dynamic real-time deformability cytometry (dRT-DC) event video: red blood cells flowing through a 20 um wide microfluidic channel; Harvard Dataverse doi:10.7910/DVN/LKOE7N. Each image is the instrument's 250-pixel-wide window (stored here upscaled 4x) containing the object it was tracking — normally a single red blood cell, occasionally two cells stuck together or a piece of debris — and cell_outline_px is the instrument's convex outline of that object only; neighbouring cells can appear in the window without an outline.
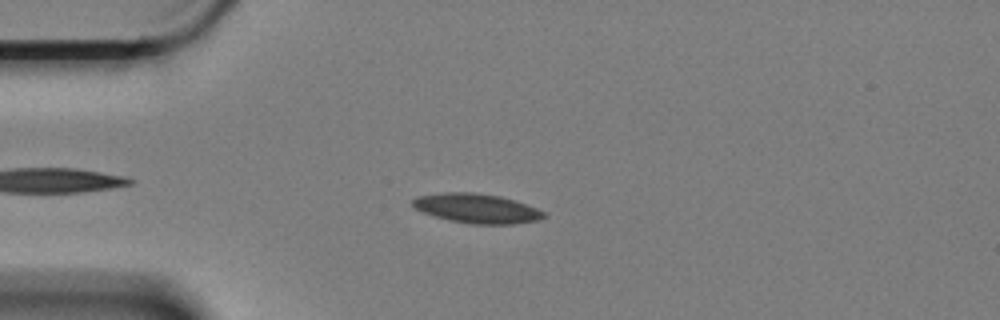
{"species": "Egyptian fruit bat (a non-hibernating species)", "species_latin": "Rousettus aegyptiacus", "temperature_condition": "cold", "stored_images_in_passage": 47, "camera_frame_rate_fps": 3000, "um_per_image_px": 0.085, "animal": {"sex": "female"}, "frame": {"image": 1, "passage_image": 9, "time_ms": 2.667, "image_size_px": [1000, 320], "cell_outline_px": [[548, 216], [540, 220], [516, 224], [472, 224], [448, 220], [424, 212], [416, 208], [412, 204], [412, 200], [416, 196], [444, 192], [472, 192], [500, 196], [548, 212]], "centroid_in_image_um": [40.57, 17.72], "position_along_channel_um": 44.4, "area_um2": 22.54}}
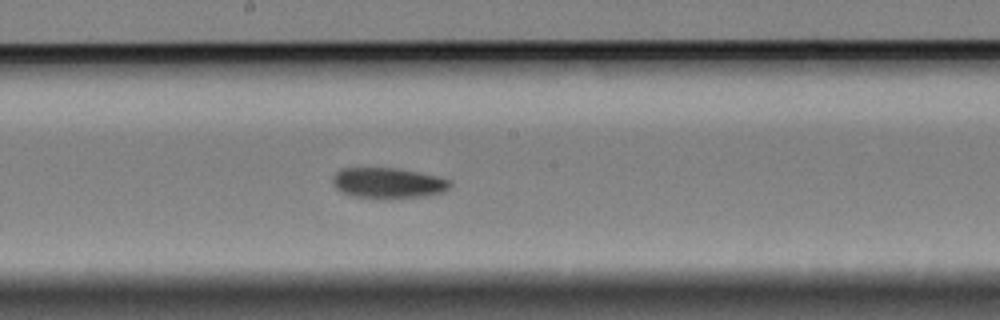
{"frame": {"image": 2, "passage_image": 26, "time_ms": 8.333, "image_size_px": [1000, 320], "cell_outline_px": [[452, 184], [444, 192], [428, 196], [384, 200], [352, 196], [340, 192], [332, 184], [332, 176], [340, 168], [396, 168], [420, 172], [452, 180]], "centroid_in_image_um": [32.98, 15.58], "position_along_channel_um": 215.2, "area_um2": 21.62}}
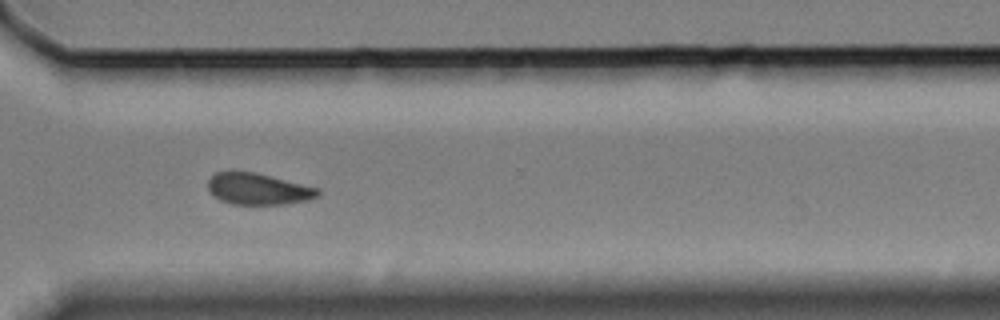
{"frame": {"image": 3, "passage_image": 38, "time_ms": 12.333, "image_size_px": [1000, 320], "cell_outline_px": [[320, 196], [308, 200], [284, 204], [232, 204], [220, 200], [208, 188], [208, 180], [216, 172], [256, 172], [320, 188]], "centroid_in_image_um": [22.0, 16.06], "position_along_channel_um": 348.6, "area_um2": 20.06}, "authors_computed_cell_mechanics": {"area_um2": 21.2704, "velocity_mm_per_s": 3.3359, "shape_relaxation_time_tau1_ms": 5.8845, "shape_relaxation_time_tau2_ms": null, "deformation_change_tau1": 0.1105, "deformation_change_tau2": null}}